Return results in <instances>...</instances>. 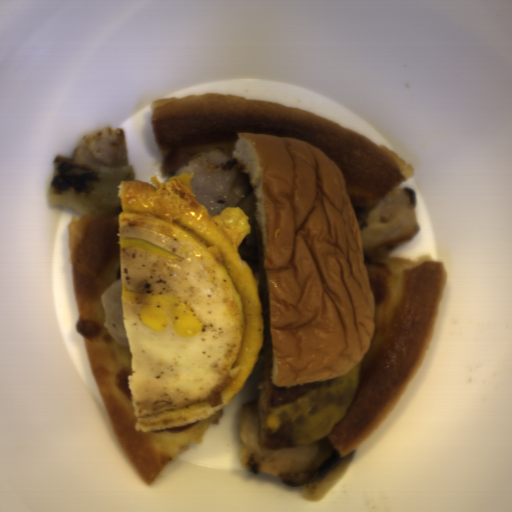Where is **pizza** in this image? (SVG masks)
I'll return each mask as SVG.
<instances>
[{"mask_svg": "<svg viewBox=\"0 0 512 512\" xmlns=\"http://www.w3.org/2000/svg\"><path fill=\"white\" fill-rule=\"evenodd\" d=\"M150 123L166 182L202 153L222 150L236 160L238 133L312 144L338 164L360 229L378 204L414 174L393 151L300 106L207 91L153 99Z\"/></svg>", "mask_w": 512, "mask_h": 512, "instance_id": "1", "label": "pizza"}, {"mask_svg": "<svg viewBox=\"0 0 512 512\" xmlns=\"http://www.w3.org/2000/svg\"><path fill=\"white\" fill-rule=\"evenodd\" d=\"M84 215L69 223L66 233L72 263L78 318L76 333L83 339L98 390L120 448L147 487L188 450L203 440L226 411L218 410L195 423L169 429L135 430L131 388L130 346L106 333L101 294L121 279L119 215Z\"/></svg>", "mask_w": 512, "mask_h": 512, "instance_id": "2", "label": "pizza"}, {"mask_svg": "<svg viewBox=\"0 0 512 512\" xmlns=\"http://www.w3.org/2000/svg\"><path fill=\"white\" fill-rule=\"evenodd\" d=\"M375 303L374 337L361 360L357 391L327 435L331 450L353 455L405 392L429 339L446 279L436 255L364 261ZM360 362V363H361Z\"/></svg>", "mask_w": 512, "mask_h": 512, "instance_id": "3", "label": "pizza"}, {"mask_svg": "<svg viewBox=\"0 0 512 512\" xmlns=\"http://www.w3.org/2000/svg\"><path fill=\"white\" fill-rule=\"evenodd\" d=\"M255 204L256 198L252 188L241 205L238 206L245 211L251 223V231L238 247V253L254 275L263 269L262 239L254 220Z\"/></svg>", "mask_w": 512, "mask_h": 512, "instance_id": "4", "label": "pizza"}]
</instances>
